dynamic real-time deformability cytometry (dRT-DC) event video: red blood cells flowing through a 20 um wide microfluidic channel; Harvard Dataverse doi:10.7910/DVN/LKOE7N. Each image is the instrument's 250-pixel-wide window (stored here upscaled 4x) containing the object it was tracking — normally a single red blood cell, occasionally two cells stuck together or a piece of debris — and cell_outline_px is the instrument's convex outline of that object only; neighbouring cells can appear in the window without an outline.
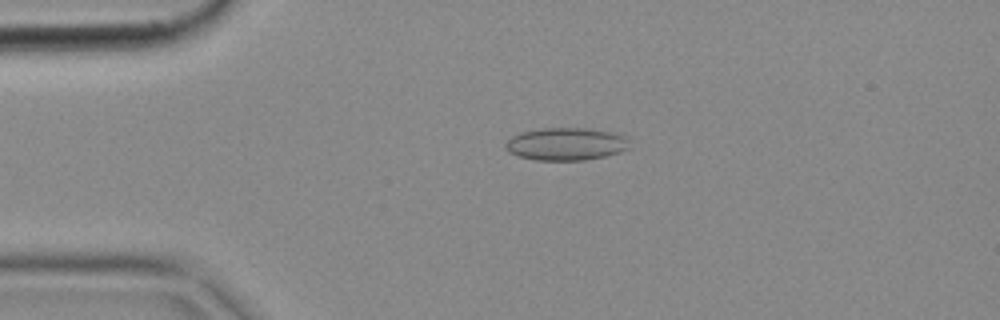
{"species": "common noctule bat (a hibernating species)", "species_latin": "Nyctalus noctula", "temperature_condition": "cold", "stored_images_in_passage": 4, "camera_frame_rate_fps": 3000, "um_per_image_px": 0.085, "animal": {"sex": "female", "body_mass_g": 18.4}, "frame": {"image": 1, "passage_image": 2, "time_ms": 0.333, "image_size_px": [1000, 320], "cell_outline_px": [[628, 148], [620, 152], [604, 156], [584, 160], [536, 160], [520, 156], [508, 152], [504, 148], [504, 144], [512, 136], [520, 132], [540, 128], [584, 128], [608, 132], [628, 136]], "centroid_in_image_um": [48.08, 12.24], "position_along_channel_um": 36.9, "area_um2": 23.52}}
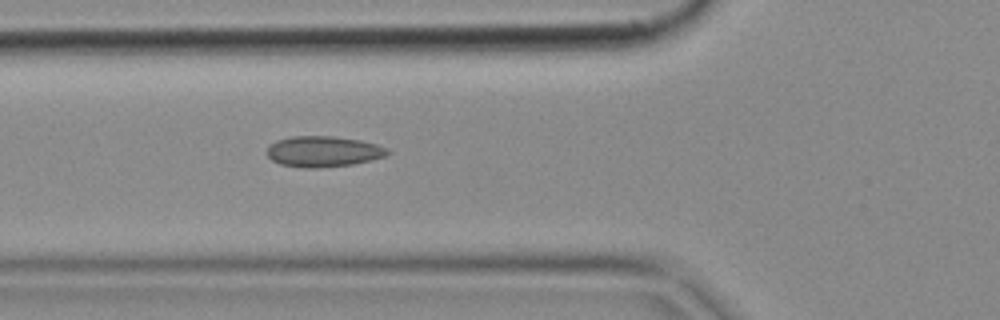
{"frame": {"image": 2, "passage_image": 4, "time_ms": 1.0, "image_size_px": [1000, 320], "cell_outline_px": [[392, 152], [384, 156], [372, 160], [352, 164], [316, 168], [304, 168], [280, 164], [272, 160], [268, 156], [268, 148], [276, 140], [292, 136], [332, 136], [360, 140], [376, 144], [388, 148]], "centroid_in_image_um": [27.5, 12.87], "position_along_channel_um": 98.3, "area_um2": 21.56}}